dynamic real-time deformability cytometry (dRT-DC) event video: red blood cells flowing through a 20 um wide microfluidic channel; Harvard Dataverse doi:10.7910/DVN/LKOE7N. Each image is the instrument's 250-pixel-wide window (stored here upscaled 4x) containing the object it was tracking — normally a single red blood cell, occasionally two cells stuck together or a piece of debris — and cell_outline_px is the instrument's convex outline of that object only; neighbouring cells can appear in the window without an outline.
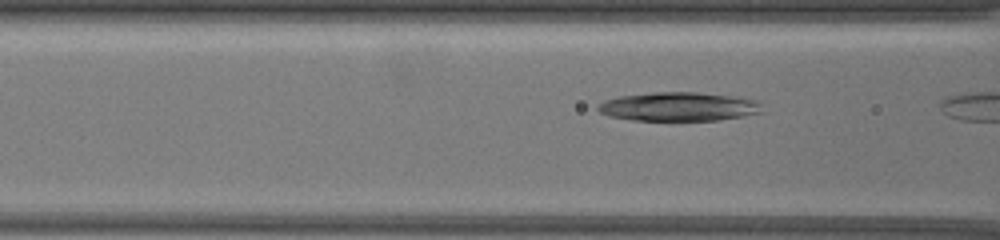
{"species": "common noctule bat (a hibernating species)", "species_latin": "Nyctalus noctula", "temperature_condition": "warm", "stored_images_in_passage": 9, "camera_frame_rate_fps": 3000, "um_per_image_px": 0.085, "animal": {"sex": "female", "body_mass_g": 19.5, "forearm_length_mm": 54.1}, "frame": {"image": 1, "passage_image": 8, "time_ms": 2.333, "image_size_px": [1000, 240], "cell_outline_px": [[764, 112], [744, 116], [720, 120], [632, 120], [608, 116], [600, 112], [596, 108], [604, 100], [616, 96], [652, 92], [696, 92], [736, 96], [756, 100], [760, 104]], "centroid_in_image_um": [57.69, 9.06], "position_along_channel_um": 108.9, "area_um2": 27.86}}